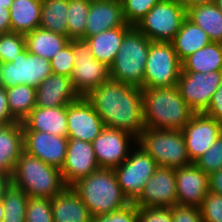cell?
Listing matches in <instances>:
<instances>
[{
  "label": "cell",
  "instance_id": "6da1fadb",
  "mask_svg": "<svg viewBox=\"0 0 222 222\" xmlns=\"http://www.w3.org/2000/svg\"><path fill=\"white\" fill-rule=\"evenodd\" d=\"M85 98L105 127L124 130L138 138L144 123L142 88L109 80L92 89Z\"/></svg>",
  "mask_w": 222,
  "mask_h": 222
},
{
  "label": "cell",
  "instance_id": "7a4b0ae2",
  "mask_svg": "<svg viewBox=\"0 0 222 222\" xmlns=\"http://www.w3.org/2000/svg\"><path fill=\"white\" fill-rule=\"evenodd\" d=\"M142 99L146 128L182 130L195 114L177 86L143 88Z\"/></svg>",
  "mask_w": 222,
  "mask_h": 222
},
{
  "label": "cell",
  "instance_id": "3957f363",
  "mask_svg": "<svg viewBox=\"0 0 222 222\" xmlns=\"http://www.w3.org/2000/svg\"><path fill=\"white\" fill-rule=\"evenodd\" d=\"M70 187L81 198L93 217L109 214L128 204L114 169L100 168Z\"/></svg>",
  "mask_w": 222,
  "mask_h": 222
},
{
  "label": "cell",
  "instance_id": "277c9868",
  "mask_svg": "<svg viewBox=\"0 0 222 222\" xmlns=\"http://www.w3.org/2000/svg\"><path fill=\"white\" fill-rule=\"evenodd\" d=\"M12 184L29 197L52 199L65 185L61 170L23 151L12 171Z\"/></svg>",
  "mask_w": 222,
  "mask_h": 222
},
{
  "label": "cell",
  "instance_id": "5b68a950",
  "mask_svg": "<svg viewBox=\"0 0 222 222\" xmlns=\"http://www.w3.org/2000/svg\"><path fill=\"white\" fill-rule=\"evenodd\" d=\"M151 40L133 26L124 36L113 64L110 78L143 89L146 60Z\"/></svg>",
  "mask_w": 222,
  "mask_h": 222
},
{
  "label": "cell",
  "instance_id": "8992f818",
  "mask_svg": "<svg viewBox=\"0 0 222 222\" xmlns=\"http://www.w3.org/2000/svg\"><path fill=\"white\" fill-rule=\"evenodd\" d=\"M137 144L156 161L157 166L177 169L192 164L182 130L145 128L137 138Z\"/></svg>",
  "mask_w": 222,
  "mask_h": 222
},
{
  "label": "cell",
  "instance_id": "52a82bcc",
  "mask_svg": "<svg viewBox=\"0 0 222 222\" xmlns=\"http://www.w3.org/2000/svg\"><path fill=\"white\" fill-rule=\"evenodd\" d=\"M156 161L138 144L128 158L114 168L118 184L128 204L136 205L143 197V187L157 168Z\"/></svg>",
  "mask_w": 222,
  "mask_h": 222
},
{
  "label": "cell",
  "instance_id": "ba28073f",
  "mask_svg": "<svg viewBox=\"0 0 222 222\" xmlns=\"http://www.w3.org/2000/svg\"><path fill=\"white\" fill-rule=\"evenodd\" d=\"M186 18L180 0H161L135 27L151 41L171 42Z\"/></svg>",
  "mask_w": 222,
  "mask_h": 222
},
{
  "label": "cell",
  "instance_id": "9c48e42d",
  "mask_svg": "<svg viewBox=\"0 0 222 222\" xmlns=\"http://www.w3.org/2000/svg\"><path fill=\"white\" fill-rule=\"evenodd\" d=\"M182 71L171 42L151 41L146 60L143 88L177 86Z\"/></svg>",
  "mask_w": 222,
  "mask_h": 222
},
{
  "label": "cell",
  "instance_id": "30bf717a",
  "mask_svg": "<svg viewBox=\"0 0 222 222\" xmlns=\"http://www.w3.org/2000/svg\"><path fill=\"white\" fill-rule=\"evenodd\" d=\"M75 63L70 77L72 86L79 96H86L92 89L109 81L110 67L92 55V48L84 39H70Z\"/></svg>",
  "mask_w": 222,
  "mask_h": 222
},
{
  "label": "cell",
  "instance_id": "8fae6325",
  "mask_svg": "<svg viewBox=\"0 0 222 222\" xmlns=\"http://www.w3.org/2000/svg\"><path fill=\"white\" fill-rule=\"evenodd\" d=\"M52 73L49 60L25 49L13 61L0 63V85L11 88L26 84L37 88Z\"/></svg>",
  "mask_w": 222,
  "mask_h": 222
},
{
  "label": "cell",
  "instance_id": "7c38bea8",
  "mask_svg": "<svg viewBox=\"0 0 222 222\" xmlns=\"http://www.w3.org/2000/svg\"><path fill=\"white\" fill-rule=\"evenodd\" d=\"M222 83V70L203 72L181 71L177 88L184 101L195 113L203 112L211 101L212 95Z\"/></svg>",
  "mask_w": 222,
  "mask_h": 222
},
{
  "label": "cell",
  "instance_id": "4fadbf2b",
  "mask_svg": "<svg viewBox=\"0 0 222 222\" xmlns=\"http://www.w3.org/2000/svg\"><path fill=\"white\" fill-rule=\"evenodd\" d=\"M133 144H137V138L132 134L109 127L92 141L98 165L106 169L120 166L128 158Z\"/></svg>",
  "mask_w": 222,
  "mask_h": 222
},
{
  "label": "cell",
  "instance_id": "5bb4252c",
  "mask_svg": "<svg viewBox=\"0 0 222 222\" xmlns=\"http://www.w3.org/2000/svg\"><path fill=\"white\" fill-rule=\"evenodd\" d=\"M104 128L103 120L84 96L67 105L68 139L92 143Z\"/></svg>",
  "mask_w": 222,
  "mask_h": 222
},
{
  "label": "cell",
  "instance_id": "9a60e30c",
  "mask_svg": "<svg viewBox=\"0 0 222 222\" xmlns=\"http://www.w3.org/2000/svg\"><path fill=\"white\" fill-rule=\"evenodd\" d=\"M187 154L193 163L203 155L222 134V125L204 113H195L182 129Z\"/></svg>",
  "mask_w": 222,
  "mask_h": 222
},
{
  "label": "cell",
  "instance_id": "2e32d148",
  "mask_svg": "<svg viewBox=\"0 0 222 222\" xmlns=\"http://www.w3.org/2000/svg\"><path fill=\"white\" fill-rule=\"evenodd\" d=\"M24 151L42 162L62 169L67 153L68 137L41 131H23Z\"/></svg>",
  "mask_w": 222,
  "mask_h": 222
},
{
  "label": "cell",
  "instance_id": "e0dca14e",
  "mask_svg": "<svg viewBox=\"0 0 222 222\" xmlns=\"http://www.w3.org/2000/svg\"><path fill=\"white\" fill-rule=\"evenodd\" d=\"M99 169L92 143L68 139L66 159L61 169L62 179L67 187Z\"/></svg>",
  "mask_w": 222,
  "mask_h": 222
},
{
  "label": "cell",
  "instance_id": "ac0fdd59",
  "mask_svg": "<svg viewBox=\"0 0 222 222\" xmlns=\"http://www.w3.org/2000/svg\"><path fill=\"white\" fill-rule=\"evenodd\" d=\"M177 204L175 169L158 166L143 187L137 207H173Z\"/></svg>",
  "mask_w": 222,
  "mask_h": 222
},
{
  "label": "cell",
  "instance_id": "d6986e66",
  "mask_svg": "<svg viewBox=\"0 0 222 222\" xmlns=\"http://www.w3.org/2000/svg\"><path fill=\"white\" fill-rule=\"evenodd\" d=\"M177 204L200 207L209 192L208 174L194 163L175 169Z\"/></svg>",
  "mask_w": 222,
  "mask_h": 222
},
{
  "label": "cell",
  "instance_id": "ffe728a7",
  "mask_svg": "<svg viewBox=\"0 0 222 222\" xmlns=\"http://www.w3.org/2000/svg\"><path fill=\"white\" fill-rule=\"evenodd\" d=\"M125 23L121 0H91L85 38Z\"/></svg>",
  "mask_w": 222,
  "mask_h": 222
},
{
  "label": "cell",
  "instance_id": "44dd1931",
  "mask_svg": "<svg viewBox=\"0 0 222 222\" xmlns=\"http://www.w3.org/2000/svg\"><path fill=\"white\" fill-rule=\"evenodd\" d=\"M80 96L74 90L68 76L52 73L36 88V106L59 107L66 106Z\"/></svg>",
  "mask_w": 222,
  "mask_h": 222
},
{
  "label": "cell",
  "instance_id": "7402d4cb",
  "mask_svg": "<svg viewBox=\"0 0 222 222\" xmlns=\"http://www.w3.org/2000/svg\"><path fill=\"white\" fill-rule=\"evenodd\" d=\"M23 131H41L67 137V105L59 107H38L22 121Z\"/></svg>",
  "mask_w": 222,
  "mask_h": 222
},
{
  "label": "cell",
  "instance_id": "603a6c76",
  "mask_svg": "<svg viewBox=\"0 0 222 222\" xmlns=\"http://www.w3.org/2000/svg\"><path fill=\"white\" fill-rule=\"evenodd\" d=\"M54 222H92L93 216L71 187L51 199Z\"/></svg>",
  "mask_w": 222,
  "mask_h": 222
},
{
  "label": "cell",
  "instance_id": "cb8c5ba5",
  "mask_svg": "<svg viewBox=\"0 0 222 222\" xmlns=\"http://www.w3.org/2000/svg\"><path fill=\"white\" fill-rule=\"evenodd\" d=\"M23 151L22 122L0 125V172L12 173Z\"/></svg>",
  "mask_w": 222,
  "mask_h": 222
},
{
  "label": "cell",
  "instance_id": "d4e9b609",
  "mask_svg": "<svg viewBox=\"0 0 222 222\" xmlns=\"http://www.w3.org/2000/svg\"><path fill=\"white\" fill-rule=\"evenodd\" d=\"M132 27L133 26L125 23L121 27L109 29L100 34L86 37L84 40L91 46L94 58L110 67L115 60L125 34Z\"/></svg>",
  "mask_w": 222,
  "mask_h": 222
},
{
  "label": "cell",
  "instance_id": "484cf974",
  "mask_svg": "<svg viewBox=\"0 0 222 222\" xmlns=\"http://www.w3.org/2000/svg\"><path fill=\"white\" fill-rule=\"evenodd\" d=\"M26 49L29 53L51 60L68 43L70 38L38 27L25 34Z\"/></svg>",
  "mask_w": 222,
  "mask_h": 222
},
{
  "label": "cell",
  "instance_id": "4316f807",
  "mask_svg": "<svg viewBox=\"0 0 222 222\" xmlns=\"http://www.w3.org/2000/svg\"><path fill=\"white\" fill-rule=\"evenodd\" d=\"M211 42L210 37L187 17L171 41L181 62Z\"/></svg>",
  "mask_w": 222,
  "mask_h": 222
},
{
  "label": "cell",
  "instance_id": "83f0119b",
  "mask_svg": "<svg viewBox=\"0 0 222 222\" xmlns=\"http://www.w3.org/2000/svg\"><path fill=\"white\" fill-rule=\"evenodd\" d=\"M186 17L199 26L212 42L222 43V13L216 3L188 7Z\"/></svg>",
  "mask_w": 222,
  "mask_h": 222
},
{
  "label": "cell",
  "instance_id": "f1b7e54d",
  "mask_svg": "<svg viewBox=\"0 0 222 222\" xmlns=\"http://www.w3.org/2000/svg\"><path fill=\"white\" fill-rule=\"evenodd\" d=\"M42 0H13L10 11L11 32L27 34L40 26Z\"/></svg>",
  "mask_w": 222,
  "mask_h": 222
},
{
  "label": "cell",
  "instance_id": "f546056e",
  "mask_svg": "<svg viewBox=\"0 0 222 222\" xmlns=\"http://www.w3.org/2000/svg\"><path fill=\"white\" fill-rule=\"evenodd\" d=\"M184 72H203L222 70V43L211 42L196 51L182 62Z\"/></svg>",
  "mask_w": 222,
  "mask_h": 222
},
{
  "label": "cell",
  "instance_id": "4dcf8cb0",
  "mask_svg": "<svg viewBox=\"0 0 222 222\" xmlns=\"http://www.w3.org/2000/svg\"><path fill=\"white\" fill-rule=\"evenodd\" d=\"M68 0H42L40 26L68 37Z\"/></svg>",
  "mask_w": 222,
  "mask_h": 222
},
{
  "label": "cell",
  "instance_id": "1f68e13d",
  "mask_svg": "<svg viewBox=\"0 0 222 222\" xmlns=\"http://www.w3.org/2000/svg\"><path fill=\"white\" fill-rule=\"evenodd\" d=\"M9 111L19 122H22L36 107V88L26 84L6 88Z\"/></svg>",
  "mask_w": 222,
  "mask_h": 222
},
{
  "label": "cell",
  "instance_id": "d6a6232c",
  "mask_svg": "<svg viewBox=\"0 0 222 222\" xmlns=\"http://www.w3.org/2000/svg\"><path fill=\"white\" fill-rule=\"evenodd\" d=\"M29 196L13 184L6 190L2 199L3 222H26V208Z\"/></svg>",
  "mask_w": 222,
  "mask_h": 222
},
{
  "label": "cell",
  "instance_id": "836d02e7",
  "mask_svg": "<svg viewBox=\"0 0 222 222\" xmlns=\"http://www.w3.org/2000/svg\"><path fill=\"white\" fill-rule=\"evenodd\" d=\"M91 0H68V37L85 39Z\"/></svg>",
  "mask_w": 222,
  "mask_h": 222
},
{
  "label": "cell",
  "instance_id": "e575fe53",
  "mask_svg": "<svg viewBox=\"0 0 222 222\" xmlns=\"http://www.w3.org/2000/svg\"><path fill=\"white\" fill-rule=\"evenodd\" d=\"M26 49L25 35L8 32L0 34V63L11 62Z\"/></svg>",
  "mask_w": 222,
  "mask_h": 222
},
{
  "label": "cell",
  "instance_id": "d590c367",
  "mask_svg": "<svg viewBox=\"0 0 222 222\" xmlns=\"http://www.w3.org/2000/svg\"><path fill=\"white\" fill-rule=\"evenodd\" d=\"M160 1L121 0L125 22L131 26H135Z\"/></svg>",
  "mask_w": 222,
  "mask_h": 222
},
{
  "label": "cell",
  "instance_id": "8d00e7d4",
  "mask_svg": "<svg viewBox=\"0 0 222 222\" xmlns=\"http://www.w3.org/2000/svg\"><path fill=\"white\" fill-rule=\"evenodd\" d=\"M193 163L208 175L222 169V134L211 147Z\"/></svg>",
  "mask_w": 222,
  "mask_h": 222
},
{
  "label": "cell",
  "instance_id": "74e56055",
  "mask_svg": "<svg viewBox=\"0 0 222 222\" xmlns=\"http://www.w3.org/2000/svg\"><path fill=\"white\" fill-rule=\"evenodd\" d=\"M25 215L26 222H54L51 199L29 197Z\"/></svg>",
  "mask_w": 222,
  "mask_h": 222
},
{
  "label": "cell",
  "instance_id": "f35d334b",
  "mask_svg": "<svg viewBox=\"0 0 222 222\" xmlns=\"http://www.w3.org/2000/svg\"><path fill=\"white\" fill-rule=\"evenodd\" d=\"M203 222H222V195L208 192L199 207Z\"/></svg>",
  "mask_w": 222,
  "mask_h": 222
},
{
  "label": "cell",
  "instance_id": "ab89813d",
  "mask_svg": "<svg viewBox=\"0 0 222 222\" xmlns=\"http://www.w3.org/2000/svg\"><path fill=\"white\" fill-rule=\"evenodd\" d=\"M75 63V56L69 43L62 48L51 60L52 72L71 77Z\"/></svg>",
  "mask_w": 222,
  "mask_h": 222
},
{
  "label": "cell",
  "instance_id": "60d3db41",
  "mask_svg": "<svg viewBox=\"0 0 222 222\" xmlns=\"http://www.w3.org/2000/svg\"><path fill=\"white\" fill-rule=\"evenodd\" d=\"M92 222H138V207L127 204L109 214L94 216Z\"/></svg>",
  "mask_w": 222,
  "mask_h": 222
},
{
  "label": "cell",
  "instance_id": "b9f144b4",
  "mask_svg": "<svg viewBox=\"0 0 222 222\" xmlns=\"http://www.w3.org/2000/svg\"><path fill=\"white\" fill-rule=\"evenodd\" d=\"M138 222H173L172 207H138Z\"/></svg>",
  "mask_w": 222,
  "mask_h": 222
},
{
  "label": "cell",
  "instance_id": "7bdbcfd3",
  "mask_svg": "<svg viewBox=\"0 0 222 222\" xmlns=\"http://www.w3.org/2000/svg\"><path fill=\"white\" fill-rule=\"evenodd\" d=\"M173 222H203L199 207L179 205L172 207Z\"/></svg>",
  "mask_w": 222,
  "mask_h": 222
},
{
  "label": "cell",
  "instance_id": "ee69618b",
  "mask_svg": "<svg viewBox=\"0 0 222 222\" xmlns=\"http://www.w3.org/2000/svg\"><path fill=\"white\" fill-rule=\"evenodd\" d=\"M202 113L214 118L222 125V83L212 95L209 106Z\"/></svg>",
  "mask_w": 222,
  "mask_h": 222
},
{
  "label": "cell",
  "instance_id": "f6af8a7d",
  "mask_svg": "<svg viewBox=\"0 0 222 222\" xmlns=\"http://www.w3.org/2000/svg\"><path fill=\"white\" fill-rule=\"evenodd\" d=\"M18 122L10 113L6 88L0 85V125Z\"/></svg>",
  "mask_w": 222,
  "mask_h": 222
},
{
  "label": "cell",
  "instance_id": "bcb514c9",
  "mask_svg": "<svg viewBox=\"0 0 222 222\" xmlns=\"http://www.w3.org/2000/svg\"><path fill=\"white\" fill-rule=\"evenodd\" d=\"M209 191L222 195V169L208 175Z\"/></svg>",
  "mask_w": 222,
  "mask_h": 222
},
{
  "label": "cell",
  "instance_id": "7dc6e473",
  "mask_svg": "<svg viewBox=\"0 0 222 222\" xmlns=\"http://www.w3.org/2000/svg\"><path fill=\"white\" fill-rule=\"evenodd\" d=\"M8 32H11L10 11L0 6V34Z\"/></svg>",
  "mask_w": 222,
  "mask_h": 222
},
{
  "label": "cell",
  "instance_id": "c3c4849f",
  "mask_svg": "<svg viewBox=\"0 0 222 222\" xmlns=\"http://www.w3.org/2000/svg\"><path fill=\"white\" fill-rule=\"evenodd\" d=\"M12 185V173L0 172V200L3 199L6 190Z\"/></svg>",
  "mask_w": 222,
  "mask_h": 222
},
{
  "label": "cell",
  "instance_id": "681fc988",
  "mask_svg": "<svg viewBox=\"0 0 222 222\" xmlns=\"http://www.w3.org/2000/svg\"><path fill=\"white\" fill-rule=\"evenodd\" d=\"M186 9L197 4L216 3V0H180Z\"/></svg>",
  "mask_w": 222,
  "mask_h": 222
},
{
  "label": "cell",
  "instance_id": "f907efd6",
  "mask_svg": "<svg viewBox=\"0 0 222 222\" xmlns=\"http://www.w3.org/2000/svg\"><path fill=\"white\" fill-rule=\"evenodd\" d=\"M13 0H0V6L6 9H10Z\"/></svg>",
  "mask_w": 222,
  "mask_h": 222
},
{
  "label": "cell",
  "instance_id": "816d5d0a",
  "mask_svg": "<svg viewBox=\"0 0 222 222\" xmlns=\"http://www.w3.org/2000/svg\"><path fill=\"white\" fill-rule=\"evenodd\" d=\"M4 218V207L2 203V199L0 200V221H3Z\"/></svg>",
  "mask_w": 222,
  "mask_h": 222
},
{
  "label": "cell",
  "instance_id": "f5cc1de1",
  "mask_svg": "<svg viewBox=\"0 0 222 222\" xmlns=\"http://www.w3.org/2000/svg\"><path fill=\"white\" fill-rule=\"evenodd\" d=\"M216 5L218 6V8L221 10L222 13V0H216Z\"/></svg>",
  "mask_w": 222,
  "mask_h": 222
}]
</instances>
